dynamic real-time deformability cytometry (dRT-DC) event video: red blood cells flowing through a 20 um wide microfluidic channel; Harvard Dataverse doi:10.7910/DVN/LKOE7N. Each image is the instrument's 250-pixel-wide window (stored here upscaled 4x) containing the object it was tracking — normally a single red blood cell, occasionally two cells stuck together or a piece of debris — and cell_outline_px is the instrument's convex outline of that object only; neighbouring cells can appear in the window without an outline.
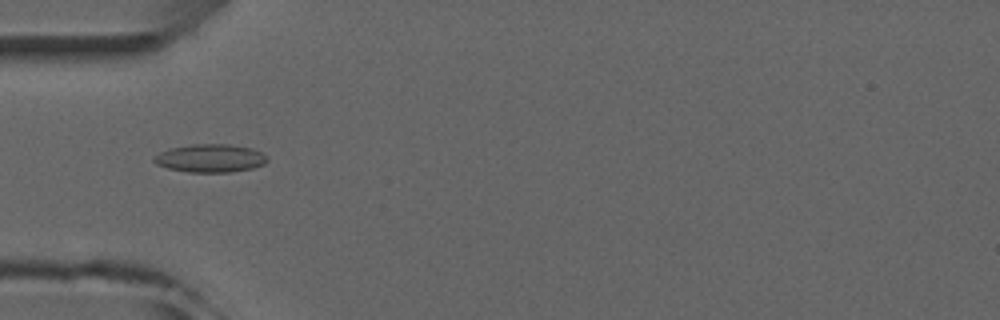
{"species": "common noctule bat (a hibernating species)", "species_latin": "Nyctalus noctula", "temperature_condition": "room temperature", "stored_images_in_passage": 3, "camera_frame_rate_fps": 3000, "um_per_image_px": 0.085, "animal": {"sex": "male", "forearm_length_mm": 52.5}, "frame": {"image": 1, "passage_image": 3, "time_ms": 2.333, "image_size_px": [1000, 320], "cell_outline_px": [[268, 160], [264, 164], [252, 168], [228, 172], [188, 172], [168, 168], [156, 164], [152, 160], [152, 156], [160, 152], [172, 148], [192, 144], [228, 144], [252, 148], [268, 156]], "centroid_in_image_um": [17.86, 13.45], "position_along_channel_um": 67.1, "area_um2": 18.55}}